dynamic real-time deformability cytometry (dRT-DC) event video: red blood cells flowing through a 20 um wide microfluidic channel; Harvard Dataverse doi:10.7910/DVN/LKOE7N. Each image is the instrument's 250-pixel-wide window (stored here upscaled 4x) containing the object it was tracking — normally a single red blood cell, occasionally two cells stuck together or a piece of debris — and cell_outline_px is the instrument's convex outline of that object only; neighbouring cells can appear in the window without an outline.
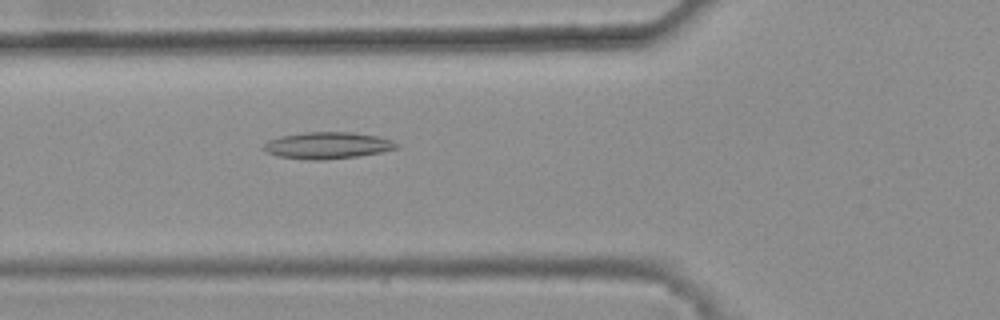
{"species": "common noctule bat (a hibernating species)", "species_latin": "Nyctalus noctula", "temperature_condition": "warm", "stored_images_in_passage": 38, "camera_frame_rate_fps": 3000, "um_per_image_px": 0.085, "animal": {"sex": "female", "body_mass_g": 25.1}, "frame": {"image": 1, "passage_image": 10, "time_ms": 3.0, "image_size_px": [1000, 320], "cell_outline_px": [[400, 148], [380, 152], [356, 156], [324, 160], [304, 160], [280, 156], [268, 152], [260, 148], [268, 140], [280, 136], [304, 132], [352, 132], [380, 136], [392, 140], [400, 144]], "centroid_in_image_um": [27.86, 12.35], "position_along_channel_um": 97.9, "area_um2": 20.87}}
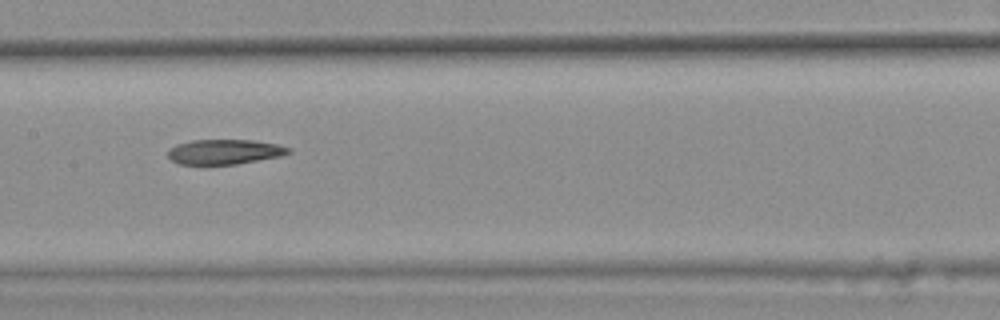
{"frame": {"image": 2, "passage_image": 17, "time_ms": 5.333, "image_size_px": [1000, 320], "cell_outline_px": [[292, 152], [280, 156], [236, 164], [204, 168], [176, 164], [168, 156], [168, 152], [176, 144], [192, 140], [252, 140], [276, 144], [292, 148]], "centroid_in_image_um": [19.02, 12.95], "position_along_channel_um": 188.4, "area_um2": 18.26}}
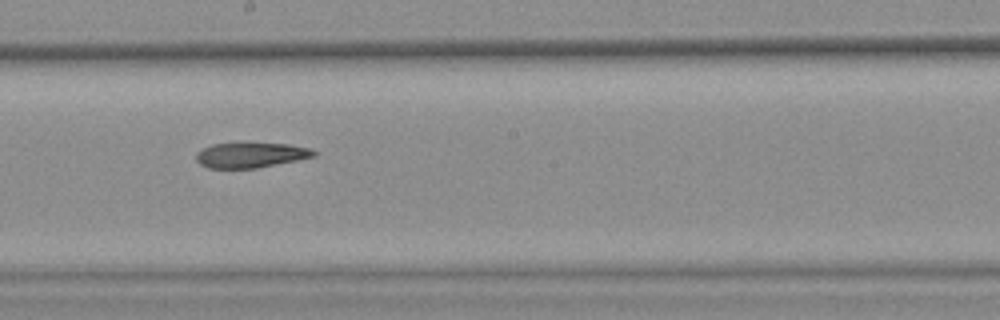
{"frame": {"image": 3, "passage_image": 20, "time_ms": 6.333, "image_size_px": [1000, 320], "cell_outline_px": [[316, 156], [256, 168], [208, 168], [200, 164], [196, 160], [196, 152], [212, 144], [240, 140], [288, 144], [308, 148], [316, 152]], "centroid_in_image_um": [21.26, 13.13], "position_along_channel_um": 226.9, "area_um2": 17.92}}